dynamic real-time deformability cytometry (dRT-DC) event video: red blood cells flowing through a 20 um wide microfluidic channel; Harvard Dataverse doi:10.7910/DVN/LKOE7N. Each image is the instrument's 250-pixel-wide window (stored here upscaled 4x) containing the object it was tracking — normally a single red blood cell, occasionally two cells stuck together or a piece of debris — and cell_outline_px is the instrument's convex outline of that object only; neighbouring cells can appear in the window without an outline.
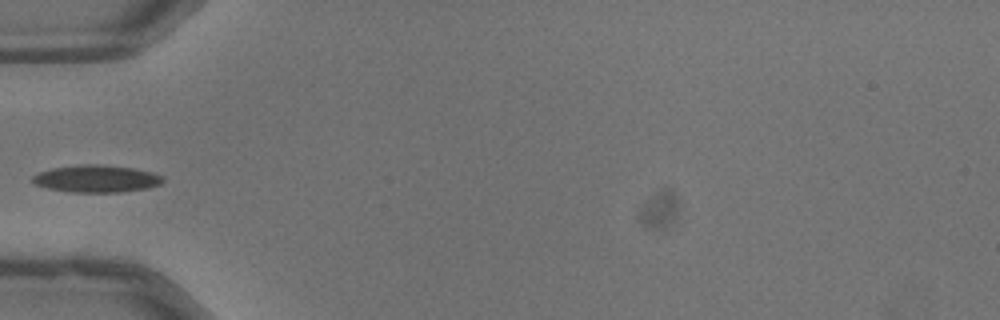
{"species": "common noctule bat (a hibernating species)", "species_latin": "Nyctalus noctula", "temperature_condition": "warm", "stored_images_in_passage": 5, "camera_frame_rate_fps": 3000, "um_per_image_px": 0.085, "animal": {"sex": "male", "body_mass_g": 13.3}, "frame": {"image": 1, "passage_image": 1, "time_ms": 0.0, "image_size_px": [1000, 320], "cell_outline_px": [[164, 180], [160, 184], [148, 188], [120, 192], [72, 192], [48, 188], [36, 184], [32, 180], [32, 176], [40, 172], [52, 168], [80, 164], [100, 164], [132, 168], [152, 172], [164, 176]], "centroid_in_image_um": [8.22, 15.18], "position_along_channel_um": 76.8, "area_um2": 20.63}}